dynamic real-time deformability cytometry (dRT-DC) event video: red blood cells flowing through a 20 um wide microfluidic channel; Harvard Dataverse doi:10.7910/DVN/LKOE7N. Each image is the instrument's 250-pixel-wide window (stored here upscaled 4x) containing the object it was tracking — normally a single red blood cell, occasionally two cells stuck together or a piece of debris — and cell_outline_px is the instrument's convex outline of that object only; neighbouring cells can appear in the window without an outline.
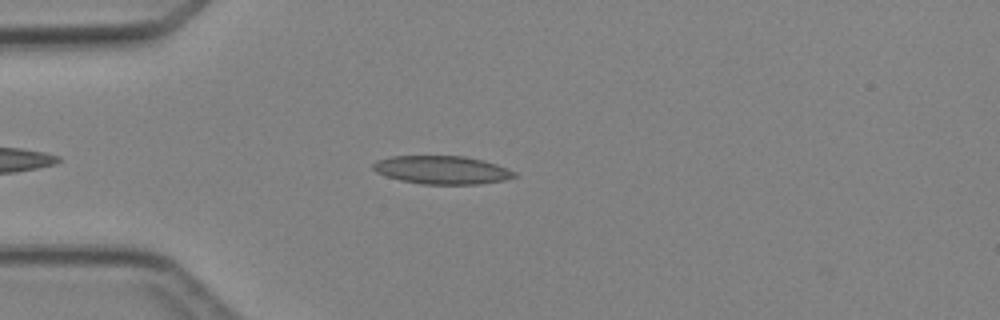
{"species": "Egyptian fruit bat (a non-hibernating species)", "species_latin": "Rousettus aegyptiacus", "temperature_condition": "cold", "stored_images_in_passage": 4, "camera_frame_rate_fps": 3000, "um_per_image_px": 0.085, "animal": {"sex": "female"}, "frame": {"image": 1, "passage_image": 4, "time_ms": 3.667, "image_size_px": [1000, 320], "cell_outline_px": [[520, 176], [504, 180], [480, 184], [420, 184], [400, 180], [376, 172], [372, 168], [372, 164], [376, 160], [392, 156], [464, 156], [484, 160], [496, 164], [516, 172]], "centroid_in_image_um": [37.59, 14.44], "position_along_channel_um": 47.4, "area_um2": 23.35}}